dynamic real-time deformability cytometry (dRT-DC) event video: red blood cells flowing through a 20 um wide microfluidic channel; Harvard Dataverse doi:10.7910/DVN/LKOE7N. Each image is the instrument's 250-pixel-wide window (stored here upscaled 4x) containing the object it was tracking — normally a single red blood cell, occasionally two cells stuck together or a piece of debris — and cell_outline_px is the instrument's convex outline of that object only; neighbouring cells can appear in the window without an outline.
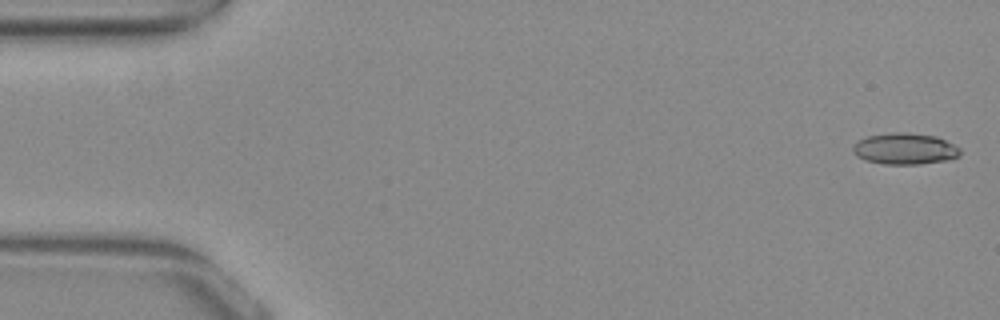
{"species": "common noctule bat (a hibernating species)", "species_latin": "Nyctalus noctula", "temperature_condition": "warm", "stored_images_in_passage": 20, "camera_frame_rate_fps": 3000, "um_per_image_px": 0.085, "animal": {"sex": "female", "body_mass_g": 29.2, "forearm_length_mm": 56.3}, "frame": {"image": 1, "passage_image": 2, "time_ms": 0.333, "image_size_px": [1000, 320], "cell_outline_px": [[960, 156], [952, 160], [920, 164], [884, 164], [864, 160], [856, 156], [852, 152], [852, 148], [860, 140], [868, 136], [892, 132], [908, 132], [936, 136], [960, 148]], "centroid_in_image_um": [76.93, 12.65], "position_along_channel_um": 8.1, "area_um2": 19.71}}
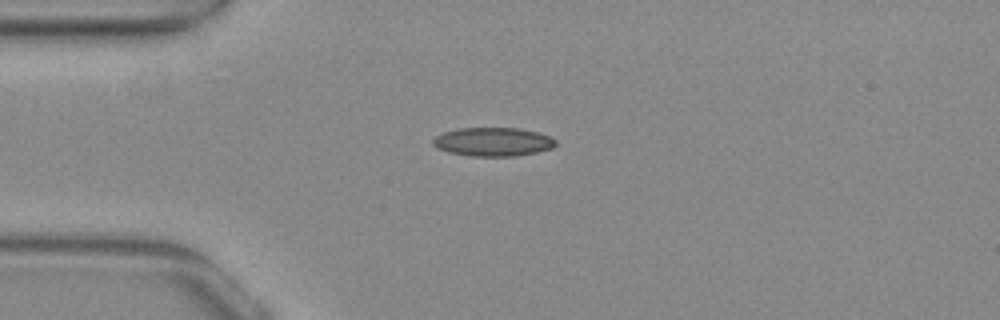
{"frame": {"image": 2, "passage_image": 14, "time_ms": 4.333, "image_size_px": [1000, 320], "cell_outline_px": [[556, 144], [552, 148], [536, 152], [516, 156], [472, 156], [448, 152], [436, 148], [432, 144], [432, 140], [436, 136], [444, 132], [460, 128], [516, 128], [536, 132], [548, 136], [556, 140]], "centroid_in_image_um": [41.88, 12.06], "position_along_channel_um": 43.1, "area_um2": 20.4}}
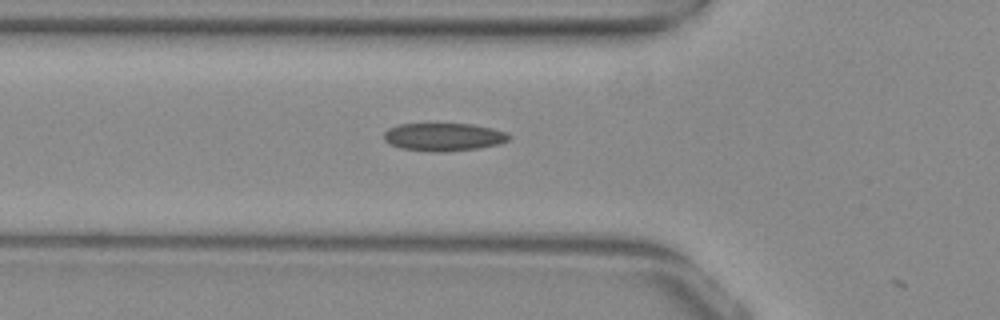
{"frame": {"image": 3, "passage_image": 19, "time_ms": 6.0, "image_size_px": [1000, 320], "cell_outline_px": [[512, 136], [508, 140], [500, 144], [476, 148], [444, 152], [432, 152], [400, 148], [384, 140], [384, 132], [388, 128], [400, 124], [472, 124], [492, 128], [504, 132]], "centroid_in_image_um": [37.7, 11.64], "position_along_channel_um": 88.1, "area_um2": 20.29}}